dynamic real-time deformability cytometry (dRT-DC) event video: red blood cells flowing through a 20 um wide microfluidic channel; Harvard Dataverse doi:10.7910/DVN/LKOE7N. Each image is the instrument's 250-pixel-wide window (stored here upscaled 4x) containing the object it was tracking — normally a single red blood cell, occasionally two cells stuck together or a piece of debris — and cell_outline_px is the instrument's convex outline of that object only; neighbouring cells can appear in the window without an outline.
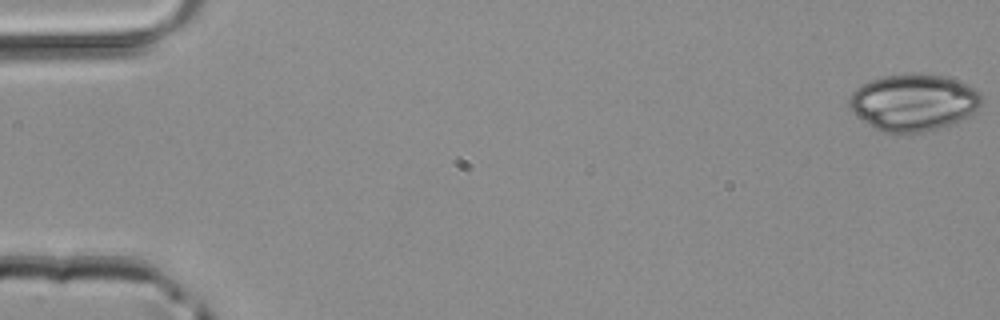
{"species": "common noctule bat (a hibernating species)", "species_latin": "Nyctalus noctula", "temperature_condition": "room temperature", "stored_images_in_passage": 47, "camera_frame_rate_fps": 3000, "um_per_image_px": 0.085, "animal": {"sex": "male", "body_mass_g": 20.4}, "frame": {"image": 1, "passage_image": 1, "time_ms": 0.0, "image_size_px": [1000, 320], "cell_outline_px": [[984, 100], [980, 108], [968, 116], [952, 124], [920, 132], [884, 132], [872, 128], [848, 108], [848, 100], [852, 92], [856, 88], [872, 80], [884, 76], [912, 72], [948, 76], [972, 88]], "centroid_in_image_um": [77.63, 8.69], "position_along_channel_um": 7.4, "area_um2": 43.81}}
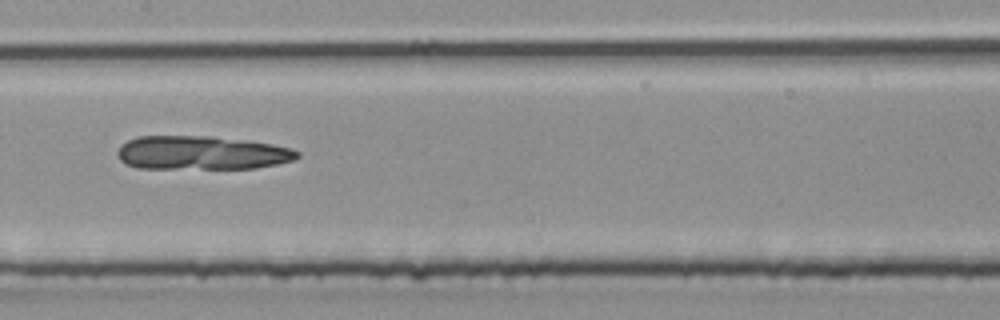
{"frame": {"image": 2, "passage_image": 24, "time_ms": 7.667, "image_size_px": [1000, 320], "cell_outline_px": [[300, 156], [292, 160], [276, 164], [256, 168], [140, 168], [128, 164], [120, 160], [116, 152], [120, 144], [128, 140], [140, 136], [208, 136], [244, 140], [272, 144], [292, 148], [300, 152]], "centroid_in_image_um": [17.13, 12.98], "position_along_channel_um": 190.3, "area_um2": 35.26}}
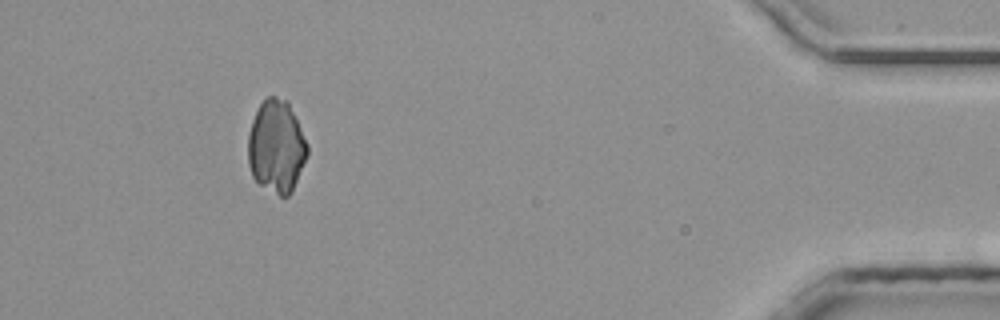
{"frame": {"image": 3, "passage_image": 43, "time_ms": 14.0, "image_size_px": [1000, 320], "cell_outline_px": [[308, 152], [292, 192], [288, 196], [280, 196], [260, 184], [252, 176], [248, 164], [248, 136], [252, 120], [260, 104], [268, 96], [276, 96], [288, 100], [308, 144]], "centroid_in_image_um": [23.49, 12.43], "position_along_channel_um": 411.7, "area_um2": 31.96}}